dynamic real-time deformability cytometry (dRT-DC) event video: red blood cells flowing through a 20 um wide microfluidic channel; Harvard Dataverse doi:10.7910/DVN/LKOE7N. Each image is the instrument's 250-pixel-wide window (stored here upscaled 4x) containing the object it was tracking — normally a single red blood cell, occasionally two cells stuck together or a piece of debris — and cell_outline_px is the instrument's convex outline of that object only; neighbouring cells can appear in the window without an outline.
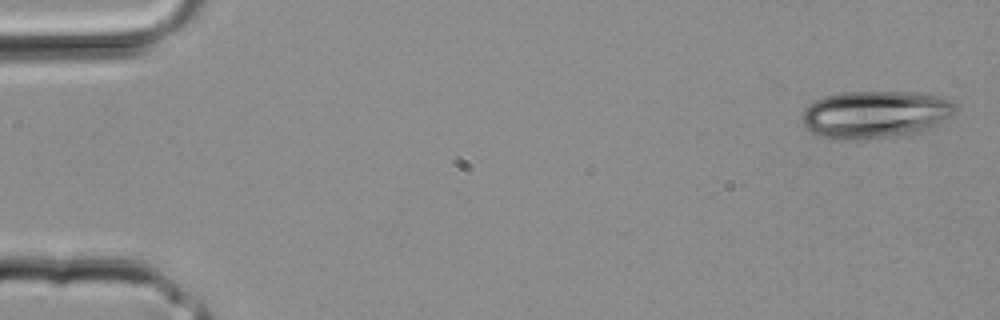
{"species": "common noctule bat (a hibernating species)", "species_latin": "Nyctalus noctula", "temperature_condition": "room temperature", "stored_images_in_passage": 5, "camera_frame_rate_fps": 3000, "um_per_image_px": 0.085, "animal": {"sex": "male", "body_mass_g": 20.4}, "frame": {"image": 1, "passage_image": 1, "time_ms": 0.0, "image_size_px": [1000, 320], "cell_outline_px": [[956, 112], [952, 116], [936, 128], [920, 132], [856, 140], [836, 140], [820, 136], [812, 132], [804, 124], [804, 108], [808, 104], [824, 96], [840, 92], [908, 92], [948, 96], [956, 104]], "centroid_in_image_um": [74.49, 9.72], "position_along_channel_um": 10.5, "area_um2": 43.0}}